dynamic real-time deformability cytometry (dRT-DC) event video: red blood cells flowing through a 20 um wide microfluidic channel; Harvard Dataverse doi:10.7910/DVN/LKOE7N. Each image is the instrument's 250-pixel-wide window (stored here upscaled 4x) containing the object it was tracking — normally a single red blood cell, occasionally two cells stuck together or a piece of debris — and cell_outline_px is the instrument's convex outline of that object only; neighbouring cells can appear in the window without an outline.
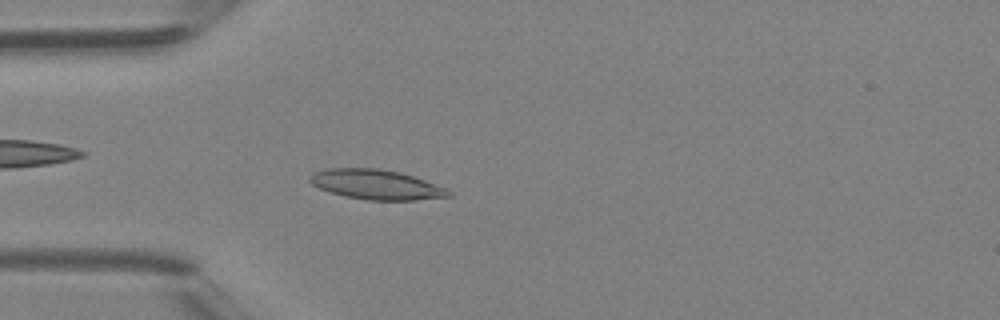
{"species": "Egyptian fruit bat (a non-hibernating species)", "species_latin": "Rousettus aegyptiacus", "temperature_condition": "room temperature", "stored_images_in_passage": 42, "camera_frame_rate_fps": 3000, "um_per_image_px": 0.085, "animal": {"sex": "female"}, "frame": {"image": 1, "passage_image": 12, "time_ms": 3.667, "image_size_px": [1000, 320], "cell_outline_px": [[452, 196], [416, 200], [368, 200], [344, 196], [320, 188], [312, 184], [308, 180], [308, 176], [312, 172], [328, 168], [376, 168], [400, 172], [448, 188], [452, 192]], "centroid_in_image_um": [31.98, 15.68], "position_along_channel_um": 53.0, "area_um2": 24.16}}
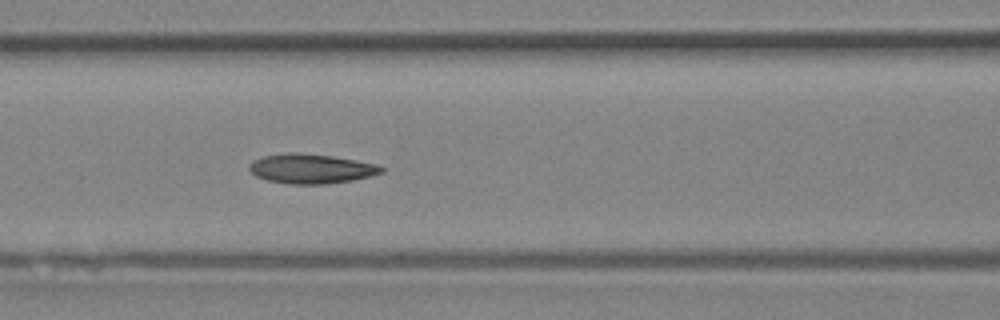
{"frame": {"image": 2, "passage_image": 18, "time_ms": 5.667, "image_size_px": [1000, 320], "cell_outline_px": [[384, 172], [352, 180], [324, 184], [288, 184], [268, 180], [256, 176], [248, 168], [248, 164], [252, 160], [264, 156], [288, 152], [300, 152], [332, 156], [356, 160], [376, 164], [384, 168]], "centroid_in_image_um": [26.41, 14.33], "position_along_channel_um": 140.2, "area_um2": 22.77}}
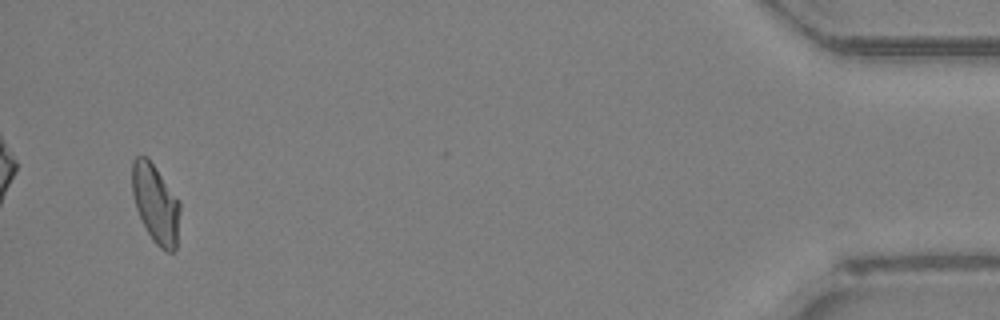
{"frame": {"image": 3, "passage_image": 41, "time_ms": 13.333, "image_size_px": [1000, 320], "cell_outline_px": [[180, 212], [176, 248], [172, 252], [168, 252], [160, 248], [152, 240], [136, 208], [132, 192], [132, 160], [136, 156], [148, 156], [180, 200]], "centroid_in_image_um": [13.24, 17.28], "position_along_channel_um": 422.0, "area_um2": 22.14}}